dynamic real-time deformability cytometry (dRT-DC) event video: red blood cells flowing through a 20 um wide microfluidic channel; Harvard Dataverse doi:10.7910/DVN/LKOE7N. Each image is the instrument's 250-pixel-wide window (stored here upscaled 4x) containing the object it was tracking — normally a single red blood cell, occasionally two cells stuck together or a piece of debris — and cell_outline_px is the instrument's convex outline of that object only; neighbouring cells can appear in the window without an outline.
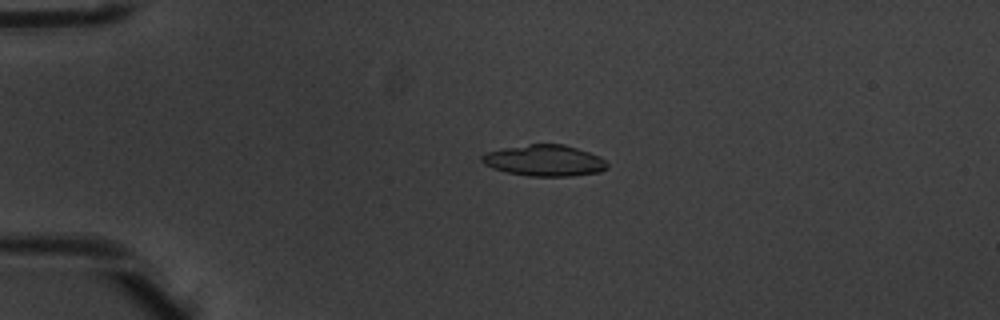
{"species": "common noctule bat (a hibernating species)", "species_latin": "Nyctalus noctula", "temperature_condition": "warm", "stored_images_in_passage": 2, "camera_frame_rate_fps": 3000, "um_per_image_px": 0.085, "animal": {"sex": "male", "body_mass_g": 20.1, "forearm_length_mm": 53.5}, "frame": {"image": 1, "passage_image": 1, "time_ms": 0.0, "image_size_px": [1000, 320], "cell_outline_px": [[608, 168], [600, 172], [572, 176], [532, 176], [508, 172], [492, 168], [484, 164], [480, 160], [480, 156], [484, 152], [504, 148], [528, 144], [564, 144], [600, 156], [608, 164]], "centroid_in_image_um": [46.27, 13.64], "position_along_channel_um": 38.7, "area_um2": 22.83}}